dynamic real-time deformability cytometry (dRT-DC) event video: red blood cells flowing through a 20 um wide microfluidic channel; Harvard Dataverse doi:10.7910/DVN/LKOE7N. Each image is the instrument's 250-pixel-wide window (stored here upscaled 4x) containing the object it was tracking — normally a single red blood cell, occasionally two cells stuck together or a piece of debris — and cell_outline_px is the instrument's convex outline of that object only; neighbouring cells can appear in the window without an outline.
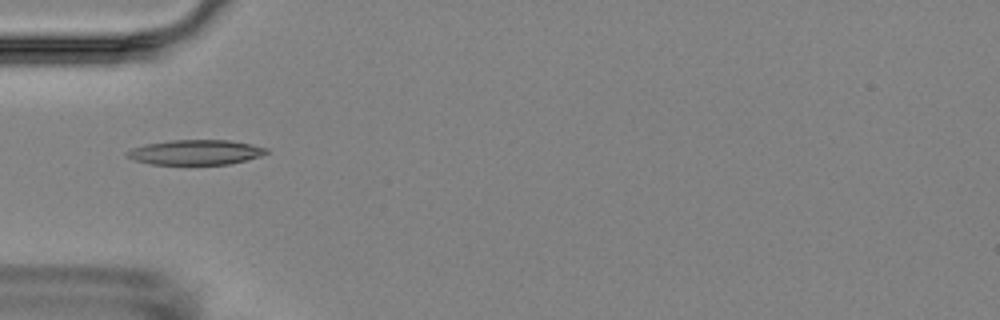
{"species": "Egyptian fruit bat (a non-hibernating species)", "species_latin": "Rousettus aegyptiacus", "temperature_condition": "room temperature", "stored_images_in_passage": 8, "camera_frame_rate_fps": 3000, "um_per_image_px": 0.085, "animal": {"sex": "female"}, "frame": {"image": 1, "passage_image": 4, "time_ms": 4.333, "image_size_px": [1000, 320], "cell_outline_px": [[268, 152], [260, 156], [228, 164], [152, 164], [136, 160], [124, 156], [124, 152], [132, 148], [144, 144], [172, 140], [228, 140], [252, 144], [268, 148]], "centroid_in_image_um": [16.59, 12.93], "position_along_channel_um": 68.4, "area_um2": 20.17}}
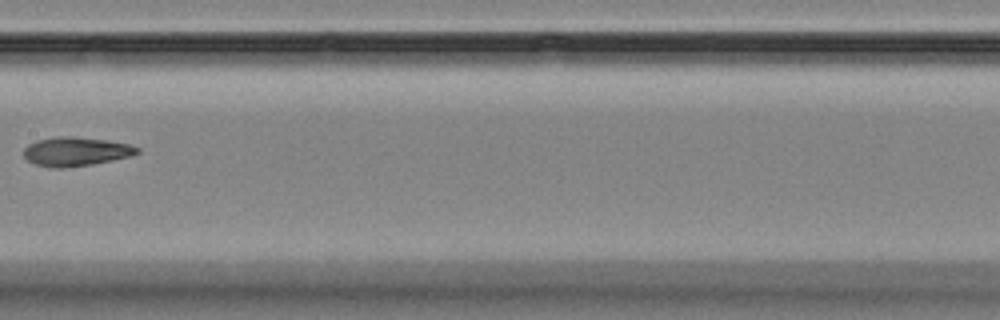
{"frame": {"image": 2, "passage_image": 7, "time_ms": 8.0, "image_size_px": [1000, 320], "cell_outline_px": [[140, 152], [132, 156], [92, 164], [64, 168], [52, 168], [36, 164], [28, 160], [24, 156], [24, 148], [28, 144], [36, 140], [56, 136], [76, 136], [108, 140], [128, 144], [140, 148]], "centroid_in_image_um": [6.45, 12.87], "position_along_channel_um": 200.9, "area_um2": 19.31}}
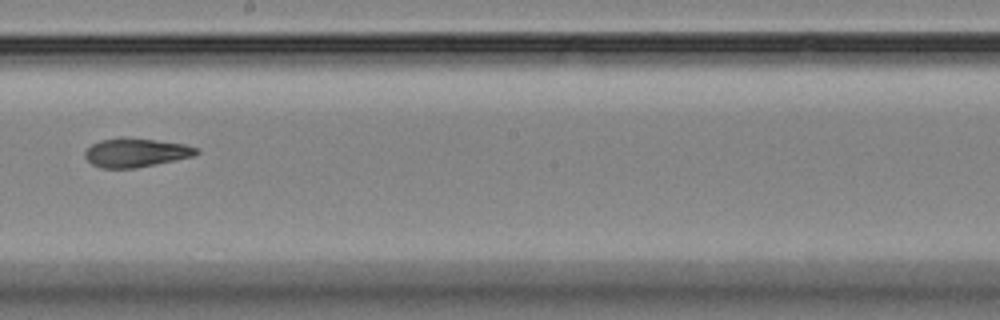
{"frame": {"image": 3, "passage_image": 8, "time_ms": 9.0, "image_size_px": [1000, 320], "cell_outline_px": [[200, 152], [192, 156], [136, 168], [100, 168], [92, 164], [84, 156], [84, 152], [92, 144], [100, 140], [120, 136], [124, 136], [184, 144], [200, 148]], "centroid_in_image_um": [11.52, 12.96], "position_along_channel_um": 236.7, "area_um2": 18.79}}